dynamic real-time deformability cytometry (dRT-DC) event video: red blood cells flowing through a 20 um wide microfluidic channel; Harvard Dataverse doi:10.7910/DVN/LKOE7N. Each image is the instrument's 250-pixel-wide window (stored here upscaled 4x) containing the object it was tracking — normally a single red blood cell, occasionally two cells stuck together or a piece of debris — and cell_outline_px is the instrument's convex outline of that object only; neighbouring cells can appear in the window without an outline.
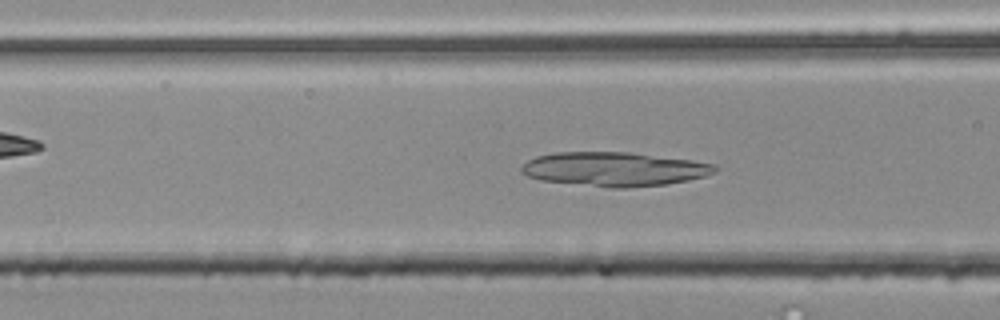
{"species": "common noctule bat (a hibernating species)", "species_latin": "Nyctalus noctula", "temperature_condition": "room temperature", "stored_images_in_passage": 54, "camera_frame_rate_fps": 3000, "um_per_image_px": 0.085, "animal": {"sex": "male", "body_mass_g": 20.4}, "frame": {"image": 1, "passage_image": 21, "time_ms": 6.667, "image_size_px": [1000, 320], "cell_outline_px": [[720, 168], [716, 172], [704, 176], [688, 180], [664, 184], [624, 188], [608, 188], [544, 180], [528, 176], [520, 172], [520, 168], [528, 160], [536, 156], [556, 152], [628, 152], [692, 160], [716, 164]], "centroid_in_image_um": [52.23, 14.37], "position_along_channel_um": 114.4, "area_um2": 38.38}}
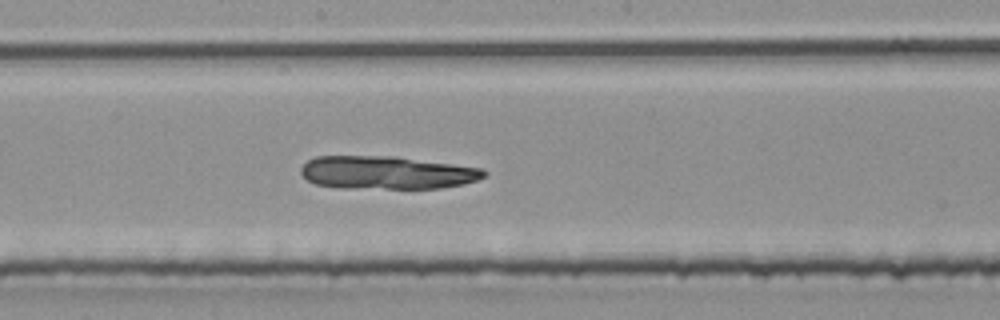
{"frame": {"image": 2, "passage_image": 29, "time_ms": 9.333, "image_size_px": [1000, 320], "cell_outline_px": [[488, 172], [484, 176], [476, 180], [464, 184], [440, 188], [340, 188], [316, 184], [308, 180], [300, 172], [300, 168], [308, 160], [316, 156], [392, 156], [484, 168]], "centroid_in_image_um": [32.87, 14.67], "position_along_channel_um": 215.3, "area_um2": 35.26}}
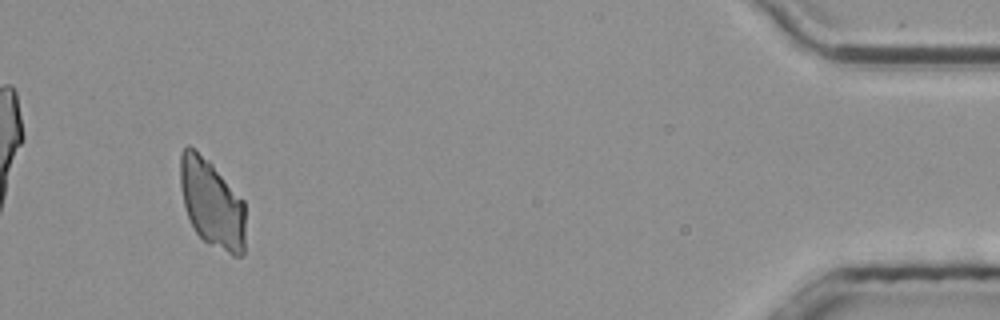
{"frame": {"image": 3, "passage_image": 51, "time_ms": 16.667, "image_size_px": [1000, 320], "cell_outline_px": [[244, 256], [232, 256], [208, 244], [196, 232], [188, 216], [184, 204], [180, 188], [180, 152], [188, 144], [208, 160], [212, 164], [244, 200]], "centroid_in_image_um": [18.01, 17.3], "position_along_channel_um": 417.2, "area_um2": 33.58}}